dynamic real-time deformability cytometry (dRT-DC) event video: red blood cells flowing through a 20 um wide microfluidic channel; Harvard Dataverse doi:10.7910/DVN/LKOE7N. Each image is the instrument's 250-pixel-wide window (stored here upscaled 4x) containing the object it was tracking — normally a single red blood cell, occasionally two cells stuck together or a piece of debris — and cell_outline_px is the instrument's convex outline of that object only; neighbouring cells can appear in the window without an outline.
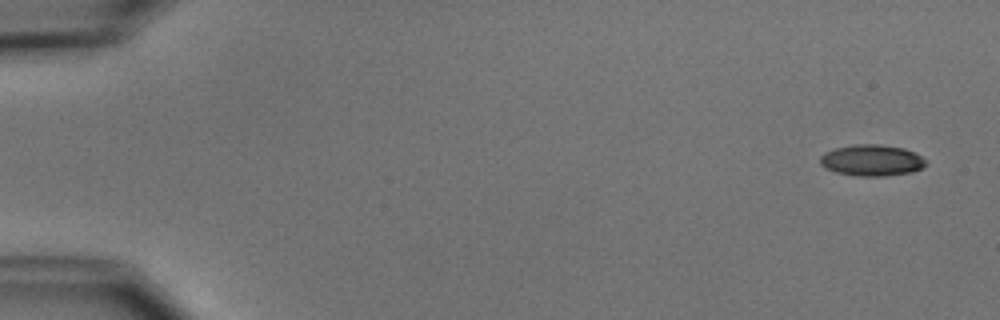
{"species": "common noctule bat (a hibernating species)", "species_latin": "Nyctalus noctula", "temperature_condition": "cold", "stored_images_in_passage": 53, "camera_frame_rate_fps": 3000, "um_per_image_px": 0.085, "animal": {"sex": "male", "body_mass_g": 15.6}, "frame": {"image": 1, "passage_image": 2, "time_ms": 0.333, "image_size_px": [1000, 320], "cell_outline_px": [[928, 160], [920, 168], [912, 172], [884, 176], [856, 176], [836, 172], [820, 164], [820, 156], [824, 152], [836, 148], [856, 144], [880, 144], [904, 148], [916, 152]], "centroid_in_image_um": [74.12, 13.62], "position_along_channel_um": 10.9, "area_um2": 19.31}}
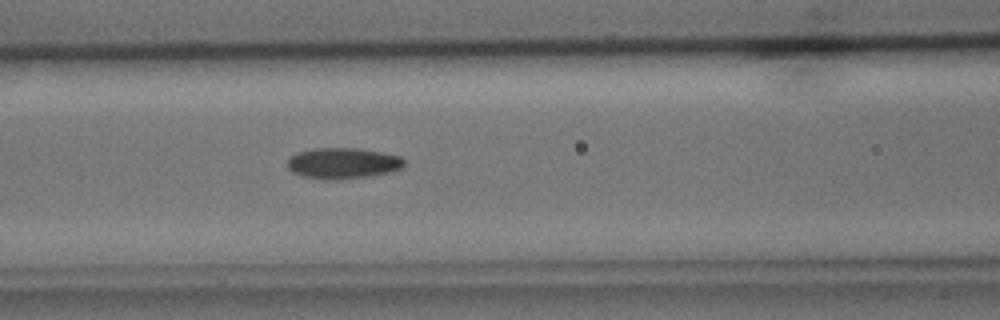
{"frame": {"image": 2, "passage_image": 23, "time_ms": 7.333, "image_size_px": [1000, 320], "cell_outline_px": [[404, 164], [400, 168], [388, 172], [368, 176], [328, 180], [324, 180], [304, 176], [292, 172], [288, 168], [288, 160], [296, 152], [312, 148], [356, 148], [380, 152], [400, 156], [404, 160]], "centroid_in_image_um": [29.1, 13.86], "position_along_channel_um": 137.5, "area_um2": 20.81}}
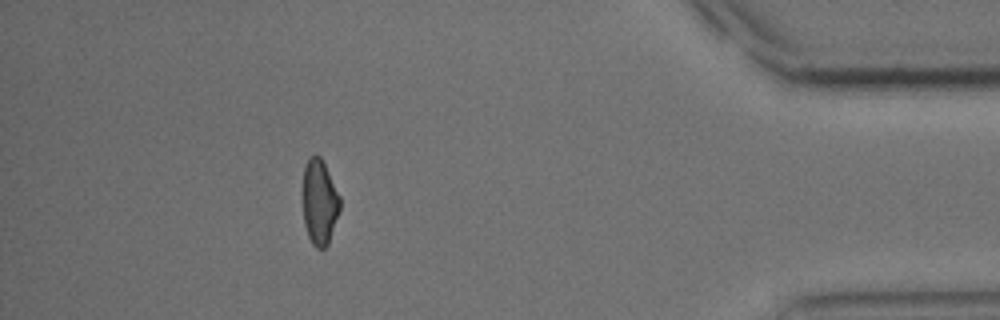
{"frame": {"image": 3, "passage_image": 48, "time_ms": 15.667, "image_size_px": [1000, 320], "cell_outline_px": [[340, 208], [328, 244], [324, 248], [316, 248], [312, 244], [308, 236], [304, 224], [300, 192], [304, 164], [308, 156], [320, 156], [340, 196]], "centroid_in_image_um": [27.09, 17.15], "position_along_channel_um": 408.1, "area_um2": 19.02}, "authors_computed_cell_mechanics": {"area_um2": 19.652, "velocity_mm_per_s": 3.7807, "shape_relaxation_time_tau1_ms": 3.7347, "shape_relaxation_time_tau2_ms": 6.057, "deformation_change_tau1": 0.121, "deformation_change_tau2": 0.1191}}